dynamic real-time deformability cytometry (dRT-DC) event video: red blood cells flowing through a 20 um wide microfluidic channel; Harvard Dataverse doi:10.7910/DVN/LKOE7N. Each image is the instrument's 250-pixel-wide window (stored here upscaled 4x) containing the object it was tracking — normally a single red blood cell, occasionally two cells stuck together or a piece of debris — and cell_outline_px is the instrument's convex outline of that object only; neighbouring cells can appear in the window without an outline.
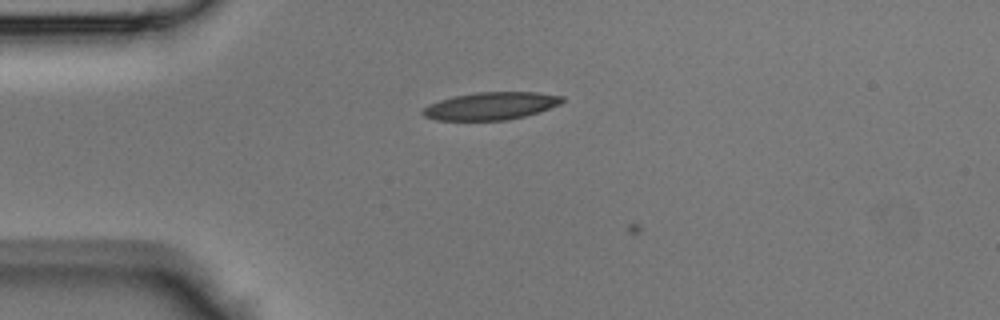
{"species": "Egyptian fruit bat (a non-hibernating species)", "species_latin": "Rousettus aegyptiacus", "temperature_condition": "room temperature", "stored_images_in_passage": 13, "camera_frame_rate_fps": 3000, "um_per_image_px": 0.085, "animal": {"sex": "male"}, "frame": {"image": 1, "passage_image": 12, "time_ms": 3.667, "image_size_px": [1000, 320], "cell_outline_px": [[564, 100], [560, 104], [524, 116], [508, 120], [436, 120], [424, 116], [420, 112], [428, 104], [452, 96], [476, 92], [536, 92], [564, 96]], "centroid_in_image_um": [41.69, 9.0], "position_along_channel_um": 43.3, "area_um2": 22.37}}